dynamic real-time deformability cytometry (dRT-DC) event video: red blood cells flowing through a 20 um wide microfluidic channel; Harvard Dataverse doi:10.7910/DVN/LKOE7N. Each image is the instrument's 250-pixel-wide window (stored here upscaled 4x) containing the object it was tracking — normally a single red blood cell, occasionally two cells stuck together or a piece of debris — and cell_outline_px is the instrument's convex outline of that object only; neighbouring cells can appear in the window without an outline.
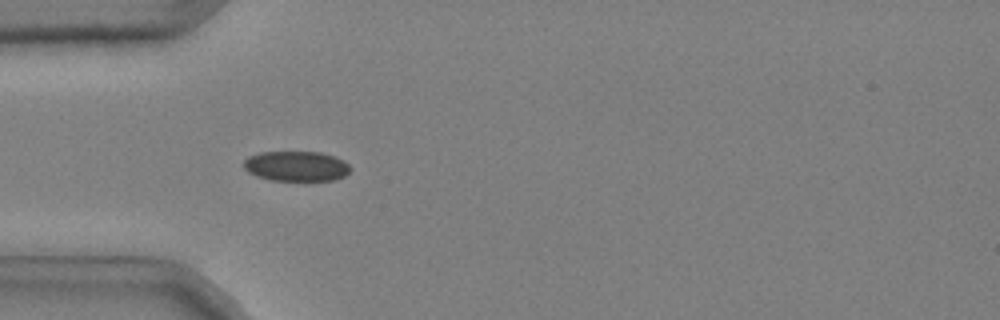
{"species": "common noctule bat (a hibernating species)", "species_latin": "Nyctalus noctula", "temperature_condition": "cold", "stored_images_in_passage": 38, "camera_frame_rate_fps": 3000, "um_per_image_px": 0.085, "animal": {"sex": "male", "body_mass_g": 20.4}, "frame": {"image": 1, "passage_image": 2, "time_ms": 0.333, "image_size_px": [1000, 320], "cell_outline_px": [[352, 168], [344, 176], [336, 180], [268, 180], [256, 176], [248, 172], [244, 168], [244, 160], [248, 156], [260, 152], [320, 152], [344, 160]], "centroid_in_image_um": [25.17, 14.12], "position_along_channel_um": 59.8, "area_um2": 18.73}}
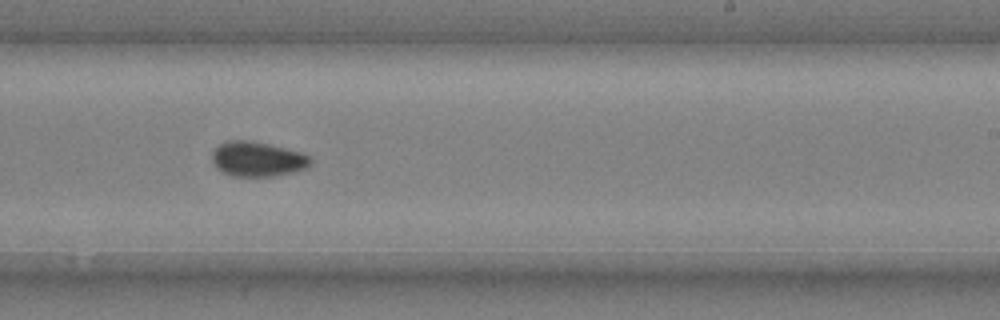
{"frame": {"image": 2, "passage_image": 19, "time_ms": 6.0, "image_size_px": [1000, 320], "cell_outline_px": [[312, 164], [308, 168], [296, 172], [272, 176], [232, 176], [216, 168], [212, 160], [212, 152], [224, 140], [248, 140], [268, 144], [304, 152], [312, 160]], "centroid_in_image_um": [21.92, 13.52], "position_along_channel_um": 267.1, "area_um2": 20.23}}
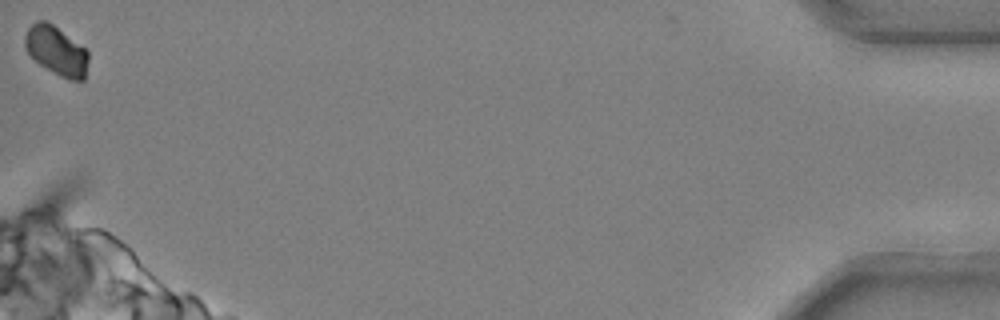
{"frame": {"image": 3, "passage_image": 38, "time_ms": 12.333, "image_size_px": [1000, 320], "cell_outline_px": [[88, 60], [84, 80], [68, 80], [60, 76], [40, 64], [28, 52], [24, 44], [24, 36], [28, 28], [36, 20], [44, 20], [52, 24], [84, 48], [88, 52]], "centroid_in_image_um": [4.78, 4.31], "position_along_channel_um": 430.4, "area_um2": 17.8}, "authors_computed_cell_mechanics": {"area_um2": 19.5364, "velocity_mm_per_s": 3.7045, "shape_relaxation_time_tau1_ms": null, "shape_relaxation_time_tau2_ms": 3.7193, "deformation_change_tau1": null, "deformation_change_tau2": 0.0476}}